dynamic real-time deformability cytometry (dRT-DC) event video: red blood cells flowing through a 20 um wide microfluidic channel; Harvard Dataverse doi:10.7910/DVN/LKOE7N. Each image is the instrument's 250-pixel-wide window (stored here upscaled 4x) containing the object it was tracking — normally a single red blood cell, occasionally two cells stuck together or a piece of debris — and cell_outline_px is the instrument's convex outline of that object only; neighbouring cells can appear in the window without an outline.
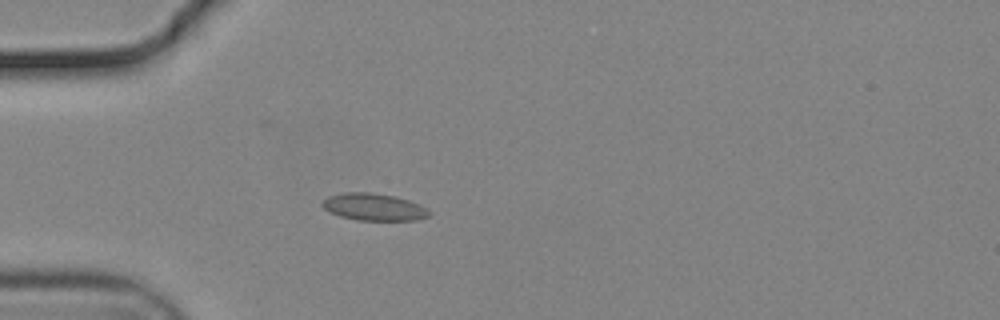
{"species": "common noctule bat (a hibernating species)", "species_latin": "Nyctalus noctula", "temperature_condition": "cold", "stored_images_in_passage": 40, "camera_frame_rate_fps": 3000, "um_per_image_px": 0.085, "animal": {"sex": "male", "body_mass_g": 19.2, "forearm_length_mm": 51.8}, "frame": {"image": 1, "passage_image": 1, "time_ms": 0.0, "image_size_px": [1000, 320], "cell_outline_px": [[432, 212], [428, 216], [416, 220], [356, 220], [340, 216], [328, 212], [320, 204], [328, 196], [344, 192], [372, 192], [396, 196], [420, 204]], "centroid_in_image_um": [31.76, 17.59], "position_along_channel_um": 53.2, "area_um2": 17.05}}
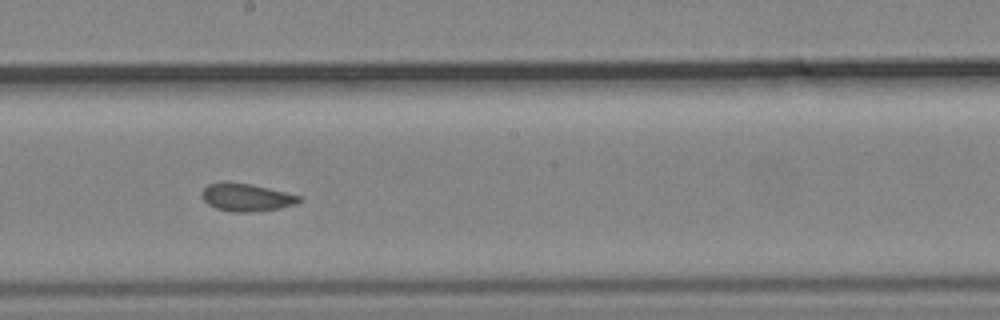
{"frame": {"image": 2, "passage_image": 16, "time_ms": 5.0, "image_size_px": [1000, 320], "cell_outline_px": [[300, 200], [296, 204], [280, 208], [248, 212], [232, 212], [216, 208], [208, 204], [200, 196], [200, 192], [208, 184], [252, 184], [300, 196]], "centroid_in_image_um": [20.93, 16.8], "position_along_channel_um": 227.3, "area_um2": 15.2}}
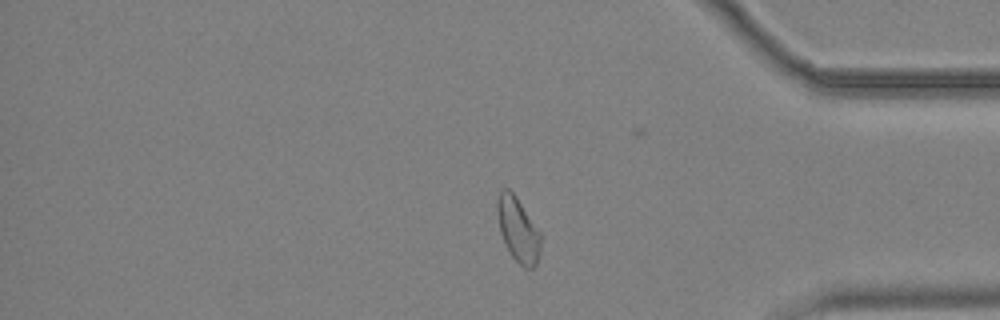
{"frame": {"image": 3, "passage_image": 31, "time_ms": 10.0, "image_size_px": [1000, 320], "cell_outline_px": [[540, 252], [536, 264], [532, 268], [524, 268], [512, 256], [500, 232], [496, 212], [496, 200], [500, 188], [508, 188], [516, 196], [540, 232]], "centroid_in_image_um": [44.0, 19.47], "position_along_channel_um": 391.2, "area_um2": 16.24}, "authors_computed_cell_mechanics": {"area_um2": 15.7794, "velocity_mm_per_s": 3.696, "shape_relaxation_time_tau1_ms": 10.0096, "shape_relaxation_time_tau2_ms": 1.5351, "deformation_change_tau1": 0.142, "deformation_change_tau2": 0.0663}}